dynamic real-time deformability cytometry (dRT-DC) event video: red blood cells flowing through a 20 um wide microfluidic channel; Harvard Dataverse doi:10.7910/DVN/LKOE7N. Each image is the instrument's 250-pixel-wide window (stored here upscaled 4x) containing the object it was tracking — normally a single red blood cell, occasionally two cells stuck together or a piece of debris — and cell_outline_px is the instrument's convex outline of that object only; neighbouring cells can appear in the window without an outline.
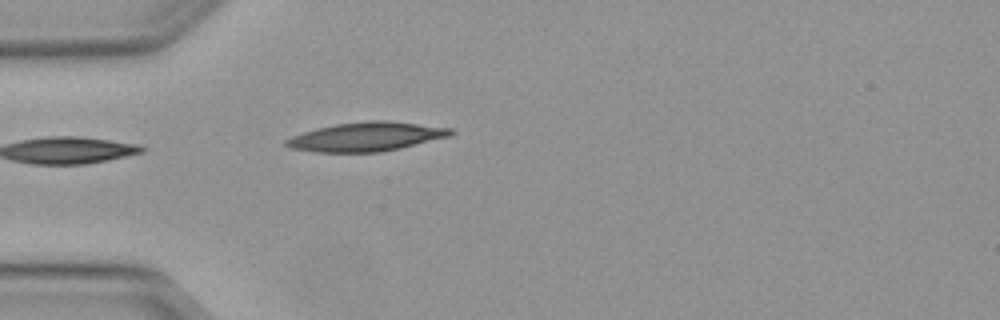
{"species": "Egyptian fruit bat (a non-hibernating species)", "species_latin": "Rousettus aegyptiacus", "temperature_condition": "warm", "stored_images_in_passage": 8, "camera_frame_rate_fps": 3000, "um_per_image_px": 0.085, "animal": {"sex": "female"}, "frame": {"image": 1, "passage_image": 1, "time_ms": 0.0, "image_size_px": [1000, 320], "cell_outline_px": [[456, 132], [452, 136], [400, 148], [380, 152], [316, 152], [292, 148], [284, 144], [284, 140], [292, 136], [316, 128], [336, 124], [368, 120], [384, 120], [452, 128]], "centroid_in_image_um": [31.17, 11.62], "position_along_channel_um": 53.8, "area_um2": 27.8}}